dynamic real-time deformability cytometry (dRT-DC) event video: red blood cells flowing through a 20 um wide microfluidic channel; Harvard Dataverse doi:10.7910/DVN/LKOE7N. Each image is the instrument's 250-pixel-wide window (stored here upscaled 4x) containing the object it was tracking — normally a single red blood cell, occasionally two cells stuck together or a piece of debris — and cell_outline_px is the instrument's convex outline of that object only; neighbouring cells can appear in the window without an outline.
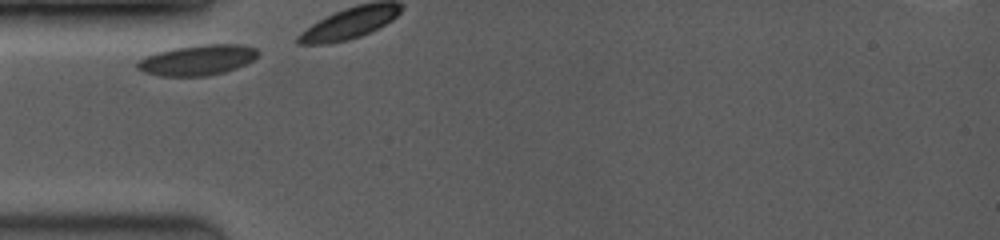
{"species": "common noctule bat (a hibernating species)", "species_latin": "Nyctalus noctula", "temperature_condition": "room temperature", "stored_images_in_passage": 4, "camera_frame_rate_fps": 3500, "um_per_image_px": 0.085, "animal": {"sex": "female", "body_mass_g": 19.0, "forearm_length_mm": 53.3}, "frame": {"image": 1, "passage_image": 1, "time_ms": 0.0, "image_size_px": [1000, 240], "cell_outline_px": [[260, 52], [252, 60], [236, 68], [224, 72], [204, 76], [160, 76], [144, 72], [136, 68], [136, 60], [144, 56], [156, 52], [176, 48], [200, 44], [244, 44], [256, 48]], "centroid_in_image_um": [16.75, 5.09], "position_along_channel_um": 68.3, "area_um2": 21.5}}